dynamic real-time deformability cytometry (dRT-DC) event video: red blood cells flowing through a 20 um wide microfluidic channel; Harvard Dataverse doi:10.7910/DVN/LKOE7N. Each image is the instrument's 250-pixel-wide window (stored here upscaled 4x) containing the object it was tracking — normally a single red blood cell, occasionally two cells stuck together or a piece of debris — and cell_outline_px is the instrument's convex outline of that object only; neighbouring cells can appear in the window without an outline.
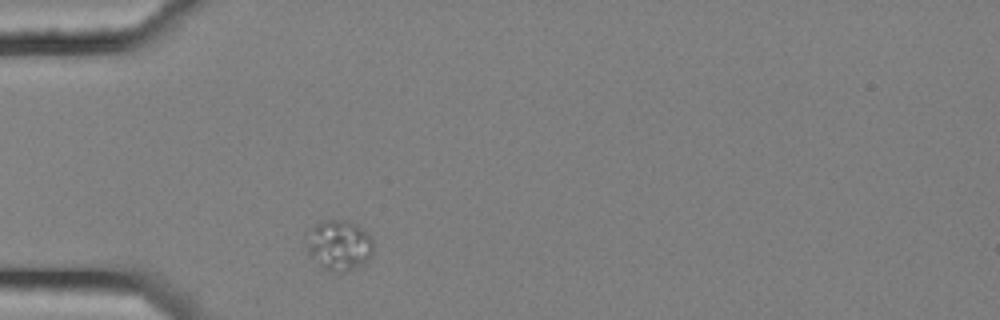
{"species": "common noctule bat (a hibernating species)", "species_latin": "Nyctalus noctula", "temperature_condition": "cold", "stored_images_in_passage": 2, "camera_frame_rate_fps": 3000, "um_per_image_px": 0.085, "animal": {"sex": "female", "body_mass_g": 25.1}, "frame": {"image": 1, "passage_image": 1, "time_ms": 0.0, "image_size_px": [1000, 320], "cell_outline_px": [[372, 252], [364, 264], [344, 272], [328, 272], [320, 268], [308, 252], [304, 236], [304, 232], [308, 228], [324, 220], [348, 220], [364, 228], [372, 236]], "centroid_in_image_um": [28.76, 20.83], "position_along_channel_um": 56.2, "area_um2": 20.29}}